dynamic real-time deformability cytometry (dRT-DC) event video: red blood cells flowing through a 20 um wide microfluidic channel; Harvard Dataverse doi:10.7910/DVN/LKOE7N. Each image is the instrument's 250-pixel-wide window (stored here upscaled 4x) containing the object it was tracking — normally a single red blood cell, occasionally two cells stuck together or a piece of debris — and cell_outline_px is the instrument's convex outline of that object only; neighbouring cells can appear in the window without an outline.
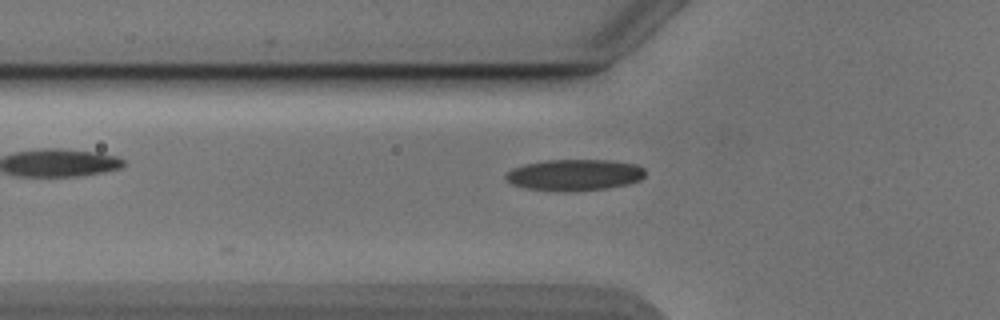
{"species": "Egyptian fruit bat (a non-hibernating species)", "species_latin": "Rousettus aegyptiacus", "temperature_condition": "cold", "stored_images_in_passage": 7, "camera_frame_rate_fps": 3000, "um_per_image_px": 0.085, "animal": {"sex": "male"}, "frame": {"image": 1, "passage_image": 5, "time_ms": 1.333, "image_size_px": [1000, 320], "cell_outline_px": [[644, 176], [640, 180], [628, 184], [608, 188], [572, 192], [556, 192], [524, 188], [512, 184], [504, 180], [504, 176], [512, 168], [524, 164], [544, 160], [612, 160], [636, 164], [644, 168]], "centroid_in_image_um": [48.8, 14.88], "position_along_channel_um": 77.0, "area_um2": 25.95}}